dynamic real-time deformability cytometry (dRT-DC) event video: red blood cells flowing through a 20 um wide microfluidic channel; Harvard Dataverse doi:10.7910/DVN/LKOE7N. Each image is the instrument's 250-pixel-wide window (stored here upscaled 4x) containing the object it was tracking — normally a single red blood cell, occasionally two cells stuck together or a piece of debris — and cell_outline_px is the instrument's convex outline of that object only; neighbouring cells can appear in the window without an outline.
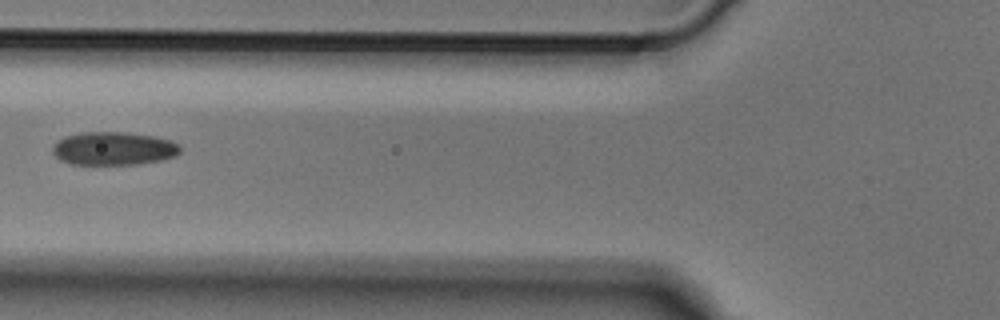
{"species": "Egyptian fruit bat (a non-hibernating species)", "species_latin": "Rousettus aegyptiacus", "temperature_condition": "cold", "stored_images_in_passage": 5, "camera_frame_rate_fps": 3000, "um_per_image_px": 0.085, "animal": {"sex": "male"}, "frame": {"image": 1, "passage_image": 5, "time_ms": 1.333, "image_size_px": [1000, 320], "cell_outline_px": [[180, 152], [176, 156], [160, 160], [136, 164], [68, 164], [60, 160], [52, 152], [52, 148], [64, 136], [80, 132], [124, 132], [152, 136], [172, 140], [180, 144]], "centroid_in_image_um": [9.66, 12.62], "position_along_channel_um": 116.1, "area_um2": 24.74}}